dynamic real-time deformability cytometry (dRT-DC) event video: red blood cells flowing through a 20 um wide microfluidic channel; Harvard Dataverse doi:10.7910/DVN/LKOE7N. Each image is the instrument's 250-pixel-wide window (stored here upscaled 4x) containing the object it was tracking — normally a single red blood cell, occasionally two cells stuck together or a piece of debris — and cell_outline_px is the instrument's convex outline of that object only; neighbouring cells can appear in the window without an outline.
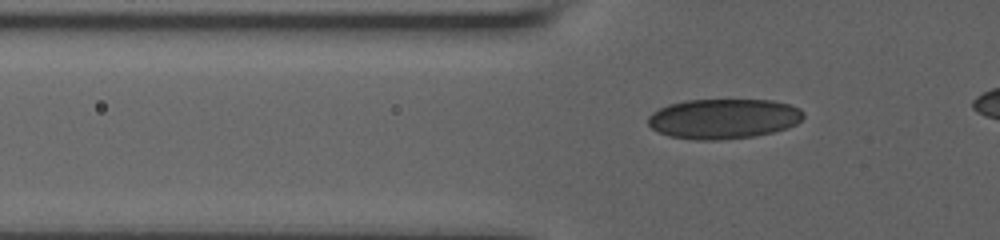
{"species": "human", "species_latin": "Homo sapiens", "temperature_condition": "room temperature", "stored_images_in_passage": 41, "camera_frame_rate_fps": 3000, "um_per_image_px": 0.085, "donor": {"sex": "male"}, "frame": {"image": 1, "passage_image": 10, "time_ms": 3.0, "image_size_px": [1000, 240], "cell_outline_px": [[804, 116], [796, 124], [788, 128], [756, 136], [720, 140], [696, 140], [668, 136], [652, 128], [648, 124], [648, 116], [652, 112], [668, 104], [684, 100], [772, 100], [788, 104], [800, 108], [804, 112]], "centroid_in_image_um": [61.5, 10.09], "position_along_channel_um": 64.3, "area_um2": 36.41}}
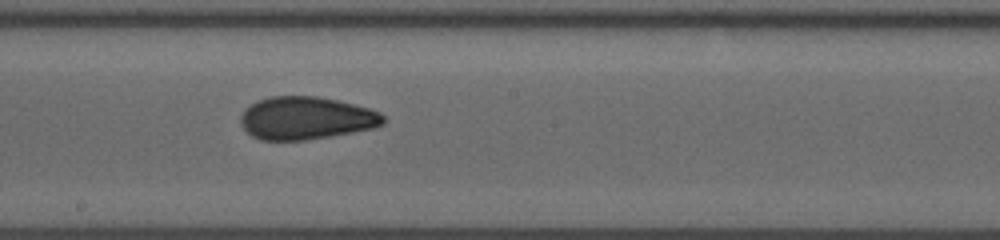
{"frame": {"image": 2, "passage_image": 23, "time_ms": 7.333, "image_size_px": [1000, 240], "cell_outline_px": [[384, 124], [376, 128], [332, 136], [304, 140], [260, 140], [252, 136], [240, 124], [240, 116], [244, 108], [260, 100], [272, 96], [316, 96], [336, 100], [368, 108], [380, 112], [384, 116]], "centroid_in_image_um": [26.02, 10.05], "position_along_channel_um": 222.2, "area_um2": 35.6}}
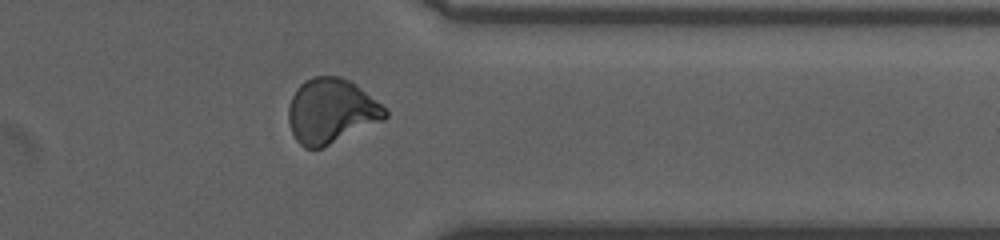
{"frame": {"image": 3, "passage_image": 36, "time_ms": 11.667, "image_size_px": [1000, 240], "cell_outline_px": [[388, 116], [384, 120], [320, 148], [304, 148], [296, 140], [292, 132], [288, 120], [288, 104], [296, 88], [304, 80], [312, 76], [340, 76], [348, 80], [360, 88], [388, 108]], "centroid_in_image_um": [28.14, 9.42], "position_along_channel_um": 383.3, "area_um2": 36.47}}